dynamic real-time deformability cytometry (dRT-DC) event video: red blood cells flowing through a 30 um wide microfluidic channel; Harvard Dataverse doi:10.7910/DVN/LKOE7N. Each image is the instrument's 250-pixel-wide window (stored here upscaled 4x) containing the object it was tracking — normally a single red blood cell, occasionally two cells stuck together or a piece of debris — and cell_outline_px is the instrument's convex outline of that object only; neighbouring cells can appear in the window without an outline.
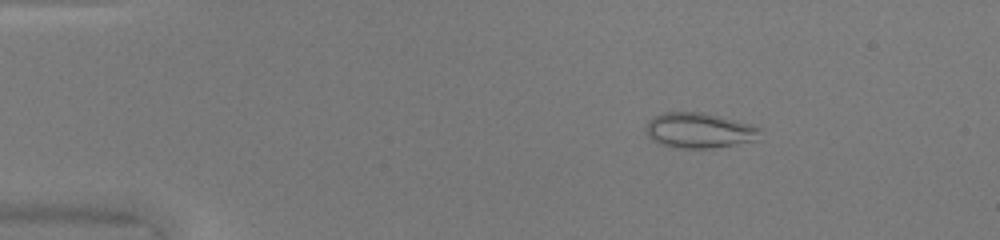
{"species": "common noctule bat (a hibernating species)", "species_latin": "Nyctalus noctula", "temperature_condition": "warm", "stored_images_in_passage": 43, "camera_frame_rate_fps": 3000, "um_per_image_px": 0.085, "animal": {"sex": "female", "body_mass_g": 20.0, "forearm_length_mm": 54.0}, "frame": {"image": 1, "passage_image": 2, "time_ms": 0.333, "image_size_px": [1000, 240], "cell_outline_px": [[760, 140], [712, 148], [676, 148], [660, 144], [652, 140], [648, 136], [644, 128], [648, 120], [652, 116], [664, 112], [704, 112], [752, 124], [760, 128]], "centroid_in_image_um": [59.42, 11.08], "position_along_channel_um": 25.6, "area_um2": 23.87}}
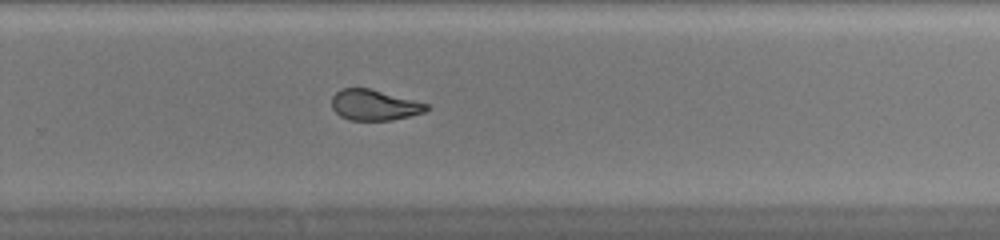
{"frame": {"image": 2, "passage_image": 27, "time_ms": 8.667, "image_size_px": [1000, 240], "cell_outline_px": [[432, 108], [424, 112], [392, 120], [348, 120], [340, 116], [332, 108], [332, 96], [340, 88], [368, 88], [428, 104]], "centroid_in_image_um": [31.79, 8.93], "position_along_channel_um": 298.0, "area_um2": 16.82}}
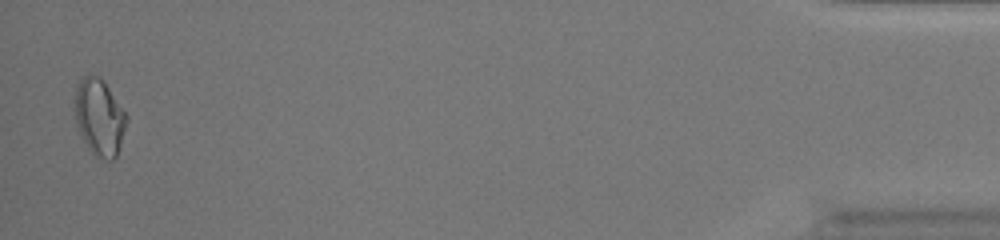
{"frame": {"image": 3, "passage_image": 42, "time_ms": 13.667, "image_size_px": [1000, 240], "cell_outline_px": [[128, 120], [116, 156], [112, 160], [104, 160], [96, 156], [88, 148], [76, 124], [72, 108], [76, 84], [84, 76], [100, 76], [104, 80], [128, 116]], "centroid_in_image_um": [8.42, 9.93], "position_along_channel_um": 426.8, "area_um2": 23.41}, "authors_computed_cell_mechanics": {"area_um2": 18.6694, "velocity_mm_per_s": 4.2728, "shape_relaxation_time_tau1_ms": null, "shape_relaxation_time_tau2_ms": 1.4206, "deformation_change_tau1": null, "deformation_change_tau2": 0.0552}}